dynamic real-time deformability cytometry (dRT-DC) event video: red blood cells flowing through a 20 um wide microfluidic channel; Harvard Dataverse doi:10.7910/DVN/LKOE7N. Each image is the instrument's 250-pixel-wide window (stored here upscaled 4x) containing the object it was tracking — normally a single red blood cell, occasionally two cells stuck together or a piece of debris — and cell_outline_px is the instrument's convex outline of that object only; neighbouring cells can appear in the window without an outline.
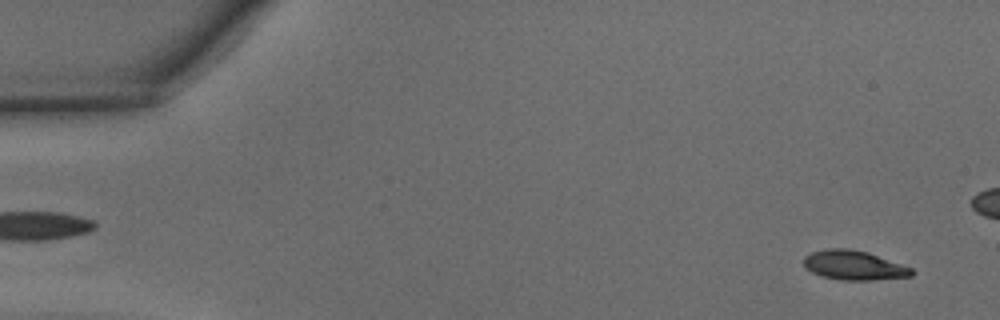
{"species": "common noctule bat (a hibernating species)", "species_latin": "Nyctalus noctula", "temperature_condition": "warm", "stored_images_in_passage": 42, "camera_frame_rate_fps": 3000, "um_per_image_px": 0.085, "animal": {"sex": "male", "body_mass_g": 15.6}, "frame": {"image": 1, "passage_image": 3, "time_ms": 0.667, "image_size_px": [1000, 320], "cell_outline_px": [[916, 272], [912, 276], [872, 280], [840, 280], [820, 276], [804, 268], [804, 256], [812, 252], [828, 248], [848, 248], [868, 252], [912, 268]], "centroid_in_image_um": [72.57, 22.55], "position_along_channel_um": 12.4, "area_um2": 18.61}}
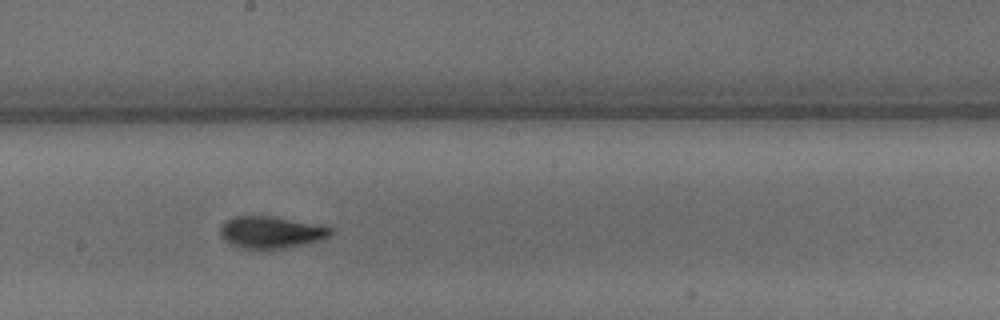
{"frame": {"image": 2, "passage_image": 26, "time_ms": 8.333, "image_size_px": [1000, 320], "cell_outline_px": [[336, 232], [320, 240], [304, 244], [284, 248], [244, 248], [232, 244], [224, 240], [220, 236], [220, 228], [224, 220], [236, 216], [272, 216], [332, 228]], "centroid_in_image_um": [23.0, 19.73], "position_along_channel_um": 225.2, "area_um2": 20.23}}
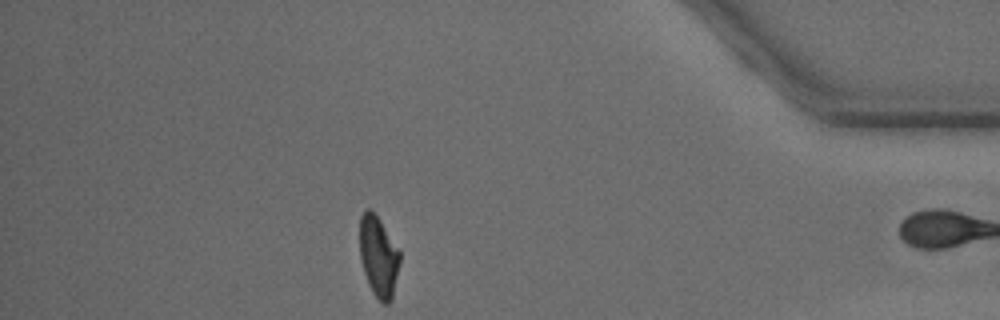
{"frame": {"image": 3, "passage_image": 41, "time_ms": 13.333, "image_size_px": [1000, 320], "cell_outline_px": [[400, 260], [392, 300], [388, 304], [384, 304], [372, 292], [368, 284], [364, 272], [360, 256], [360, 216], [368, 208], [380, 220], [400, 248]], "centroid_in_image_um": [32.19, 21.81], "position_along_channel_um": 403.0, "area_um2": 18.9}, "authors_computed_cell_mechanics": {"area_um2": 19.6231, "velocity_mm_per_s": 4.3792, "shape_relaxation_time_tau1_ms": 2.9719, "shape_relaxation_time_tau2_ms": 1.5716, "deformation_change_tau1": 0.1663, "deformation_change_tau2": 0.0831}}